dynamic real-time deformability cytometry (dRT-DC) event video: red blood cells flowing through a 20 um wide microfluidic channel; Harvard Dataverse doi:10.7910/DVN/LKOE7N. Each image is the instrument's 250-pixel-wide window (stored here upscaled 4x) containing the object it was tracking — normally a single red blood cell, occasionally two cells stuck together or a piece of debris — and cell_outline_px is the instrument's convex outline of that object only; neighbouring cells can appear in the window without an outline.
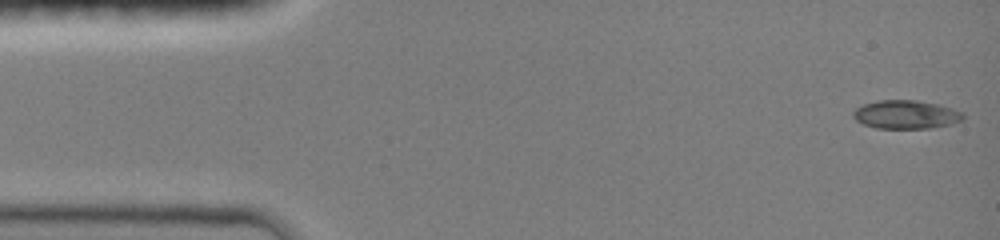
{"species": "common noctule bat (a hibernating species)", "species_latin": "Nyctalus noctula", "temperature_condition": "room temperature", "stored_images_in_passage": 5, "camera_frame_rate_fps": 3000, "um_per_image_px": 0.085, "animal": {"sex": "female", "body_mass_g": 19.0, "forearm_length_mm": 51.5}, "frame": {"image": 1, "passage_image": 1, "time_ms": 0.0, "image_size_px": [1000, 240], "cell_outline_px": [[964, 120], [952, 124], [932, 128], [876, 128], [864, 124], [856, 120], [852, 116], [852, 112], [856, 108], [864, 104], [876, 100], [916, 100], [940, 104], [964, 112]], "centroid_in_image_um": [77.04, 9.73], "position_along_channel_um": 8.0, "area_um2": 18.5}}
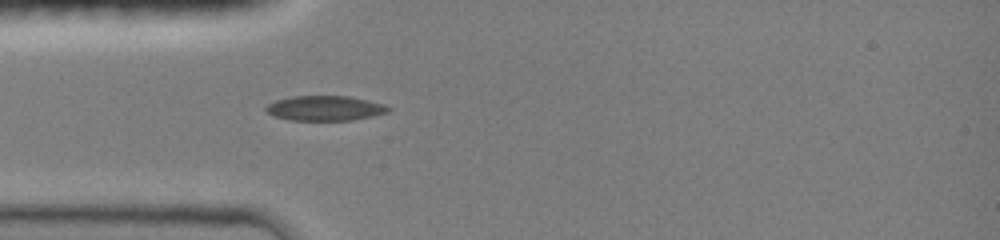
{"frame": {"image": 2, "passage_image": 5, "time_ms": 4.0, "image_size_px": [1000, 240], "cell_outline_px": [[392, 108], [388, 112], [372, 116], [352, 120], [288, 120], [276, 116], [268, 112], [264, 108], [268, 104], [276, 100], [292, 96], [348, 96], [368, 100], [384, 104]], "centroid_in_image_um": [27.64, 9.19], "position_along_channel_um": 57.4, "area_um2": 17.69}}